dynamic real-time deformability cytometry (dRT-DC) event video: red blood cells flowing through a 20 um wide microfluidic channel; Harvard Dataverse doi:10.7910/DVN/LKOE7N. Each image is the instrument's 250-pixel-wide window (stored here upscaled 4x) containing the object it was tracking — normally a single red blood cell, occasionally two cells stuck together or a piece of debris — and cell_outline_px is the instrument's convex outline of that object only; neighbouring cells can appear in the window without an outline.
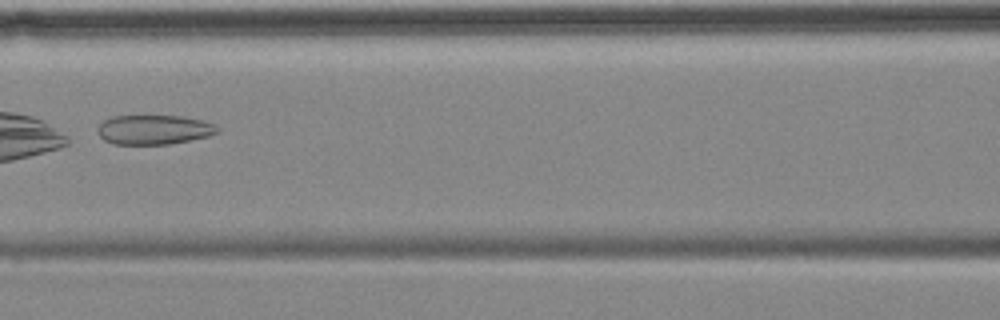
{"species": "common noctule bat (a hibernating species)", "species_latin": "Nyctalus noctula", "temperature_condition": "cold", "stored_images_in_passage": 8, "camera_frame_rate_fps": 3000, "um_per_image_px": 0.085, "animal": {"sex": "female", "body_mass_g": 18.4}, "frame": {"image": 1, "passage_image": 7, "time_ms": 7.0, "image_size_px": [1000, 320], "cell_outline_px": [[220, 132], [208, 136], [168, 144], [112, 144], [104, 140], [100, 136], [96, 128], [104, 120], [112, 116], [180, 116], [204, 120], [216, 124], [220, 128]], "centroid_in_image_um": [13.1, 11.02], "position_along_channel_um": 153.5, "area_um2": 20.69}}
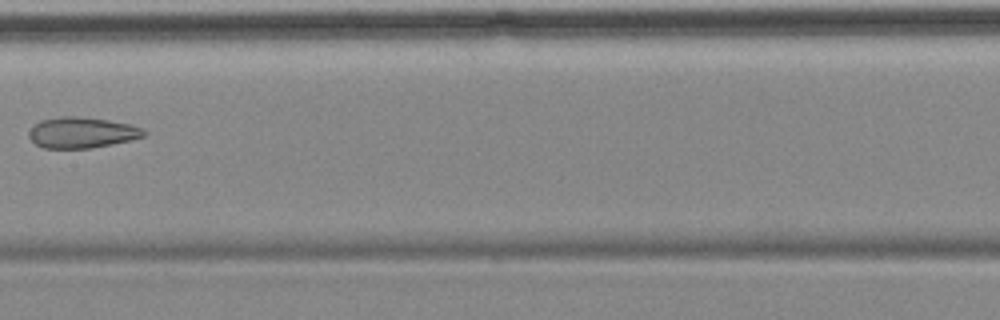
{"frame": {"image": 2, "passage_image": 8, "time_ms": 8.333, "image_size_px": [1000, 320], "cell_outline_px": [[148, 132], [144, 136], [112, 144], [92, 148], [44, 148], [36, 144], [28, 136], [28, 132], [32, 124], [40, 120], [60, 116], [76, 116], [108, 120], [132, 124], [144, 128]], "centroid_in_image_um": [6.94, 11.26], "position_along_channel_um": 200.5, "area_um2": 20.87}}